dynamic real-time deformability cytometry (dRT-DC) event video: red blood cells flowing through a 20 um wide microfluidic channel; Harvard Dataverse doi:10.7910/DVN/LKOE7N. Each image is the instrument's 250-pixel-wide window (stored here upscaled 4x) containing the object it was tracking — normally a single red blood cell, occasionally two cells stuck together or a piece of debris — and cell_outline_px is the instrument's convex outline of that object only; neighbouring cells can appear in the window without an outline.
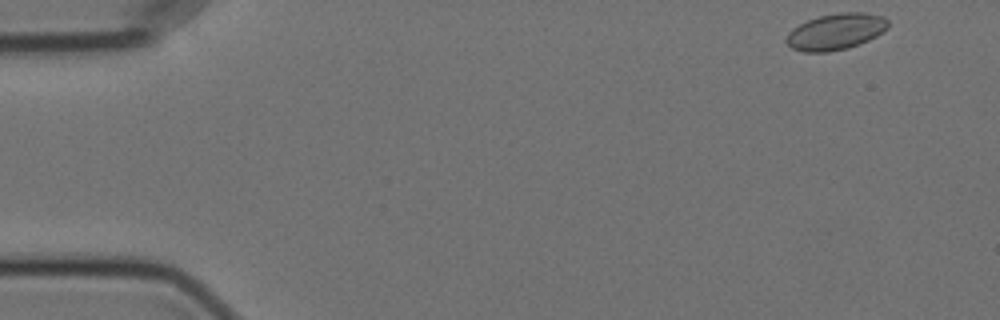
{"species": "Egyptian fruit bat (a non-hibernating species)", "species_latin": "Rousettus aegyptiacus", "temperature_condition": "cold", "stored_images_in_passage": 54, "camera_frame_rate_fps": 3000, "um_per_image_px": 0.085, "animal": {"sex": "female"}, "frame": {"image": 1, "passage_image": 1, "time_ms": 0.0, "image_size_px": [1000, 320], "cell_outline_px": [[888, 28], [876, 36], [868, 40], [848, 48], [828, 52], [804, 52], [792, 48], [784, 40], [788, 32], [792, 28], [808, 20], [820, 16], [840, 12], [864, 12], [884, 16], [888, 20]], "centroid_in_image_um": [71.04, 2.69], "position_along_channel_um": 14.0, "area_um2": 21.56}}
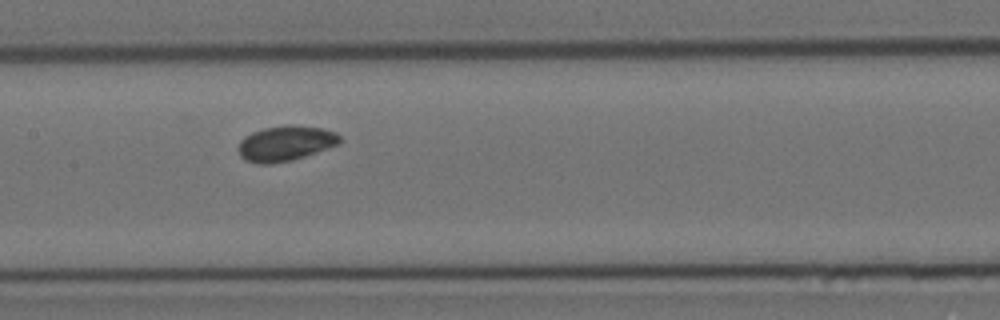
{"frame": {"image": 2, "passage_image": 25, "time_ms": 8.0, "image_size_px": [1000, 320], "cell_outline_px": [[340, 144], [292, 160], [272, 164], [260, 164], [244, 160], [240, 156], [236, 148], [240, 140], [244, 136], [252, 132], [264, 128], [288, 124], [292, 124], [320, 128], [336, 132], [340, 136]], "centroid_in_image_um": [24.22, 12.19], "position_along_channel_um": 183.2, "area_um2": 21.04}}
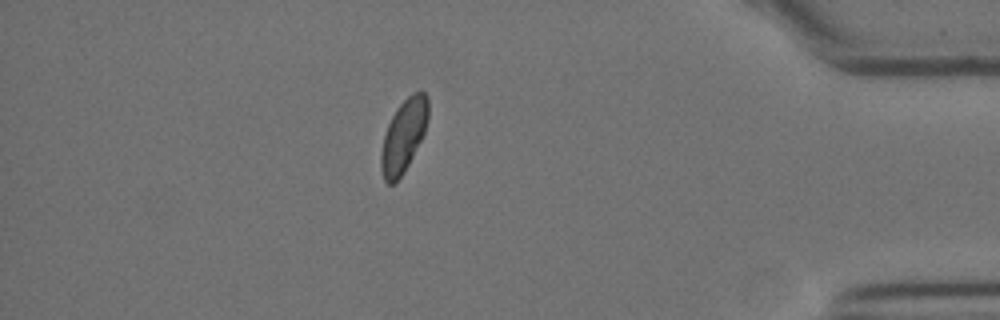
{"frame": {"image": 3, "passage_image": 47, "time_ms": 15.333, "image_size_px": [1000, 320], "cell_outline_px": [[428, 120], [424, 132], [404, 172], [392, 184], [388, 184], [384, 180], [380, 168], [380, 152], [384, 136], [388, 124], [396, 108], [412, 92], [424, 92], [428, 96]], "centroid_in_image_um": [34.29, 11.53], "position_along_channel_um": 400.9, "area_um2": 19.77}, "authors_computed_cell_mechanics": {"area_um2": 20.3456, "velocity_mm_per_s": 3.5157, "shape_relaxation_time_tau1_ms": null, "shape_relaxation_time_tau2_ms": 5.2753, "deformation_change_tau1": null, "deformation_change_tau2": 0.062}}